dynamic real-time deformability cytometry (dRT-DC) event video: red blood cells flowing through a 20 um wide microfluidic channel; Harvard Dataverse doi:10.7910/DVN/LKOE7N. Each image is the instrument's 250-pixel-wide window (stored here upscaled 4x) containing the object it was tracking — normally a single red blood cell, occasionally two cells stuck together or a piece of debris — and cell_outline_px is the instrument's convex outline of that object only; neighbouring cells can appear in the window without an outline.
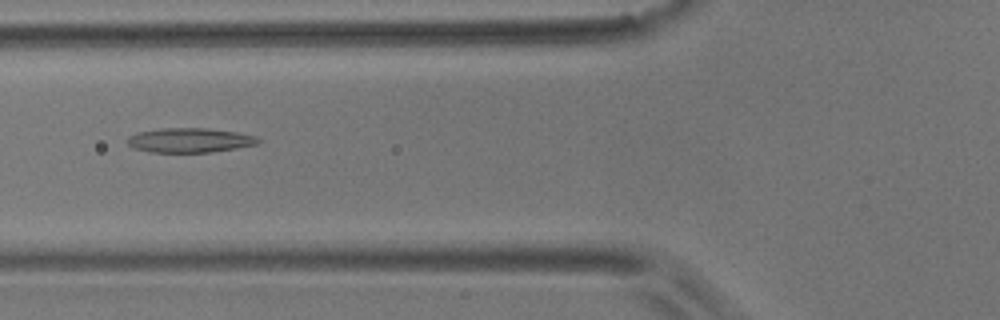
{"species": "common noctule bat (a hibernating species)", "species_latin": "Nyctalus noctula", "temperature_condition": "room temperature", "stored_images_in_passage": 2, "camera_frame_rate_fps": 3000, "um_per_image_px": 0.085, "animal": {"sex": "male", "body_mass_g": 17.9}, "frame": {"image": 1, "passage_image": 2, "time_ms": 0.333, "image_size_px": [1000, 320], "cell_outline_px": [[260, 144], [212, 152], [148, 152], [132, 148], [124, 140], [128, 136], [136, 132], [160, 128], [204, 128], [236, 132], [256, 136], [260, 140]], "centroid_in_image_um": [16.07, 11.92], "position_along_channel_um": 109.7, "area_um2": 18.9}}